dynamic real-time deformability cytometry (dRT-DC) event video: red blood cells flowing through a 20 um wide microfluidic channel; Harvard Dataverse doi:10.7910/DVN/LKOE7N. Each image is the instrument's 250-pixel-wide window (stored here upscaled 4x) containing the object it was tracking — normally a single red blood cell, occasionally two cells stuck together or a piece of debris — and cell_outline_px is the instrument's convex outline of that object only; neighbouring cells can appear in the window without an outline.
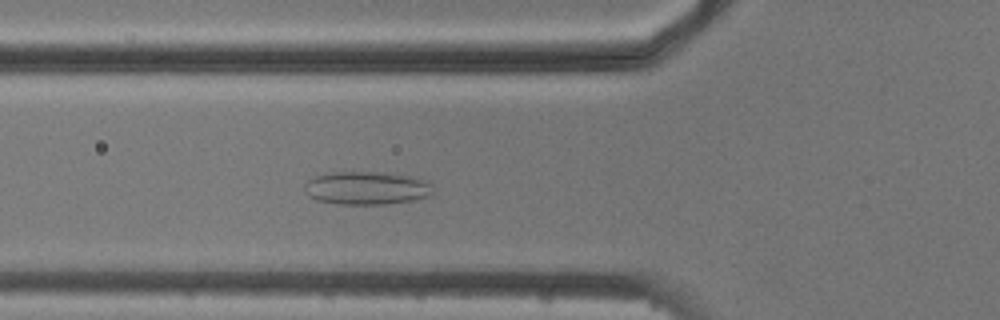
{"species": "common noctule bat (a hibernating species)", "species_latin": "Nyctalus noctula", "temperature_condition": "cold", "stored_images_in_passage": 6, "camera_frame_rate_fps": 3000, "um_per_image_px": 0.085, "animal": {"sex": "male", "body_mass_g": 20.5, "forearm_length_mm": 52.5}, "frame": {"image": 1, "passage_image": 6, "time_ms": 5.667, "image_size_px": [1000, 320], "cell_outline_px": [[432, 192], [428, 196], [412, 200], [388, 204], [336, 204], [316, 200], [308, 196], [304, 192], [304, 184], [308, 180], [316, 176], [332, 172], [392, 172], [420, 176], [428, 180], [432, 184]], "centroid_in_image_um": [31.2, 15.97], "position_along_channel_um": 94.6, "area_um2": 25.43}}